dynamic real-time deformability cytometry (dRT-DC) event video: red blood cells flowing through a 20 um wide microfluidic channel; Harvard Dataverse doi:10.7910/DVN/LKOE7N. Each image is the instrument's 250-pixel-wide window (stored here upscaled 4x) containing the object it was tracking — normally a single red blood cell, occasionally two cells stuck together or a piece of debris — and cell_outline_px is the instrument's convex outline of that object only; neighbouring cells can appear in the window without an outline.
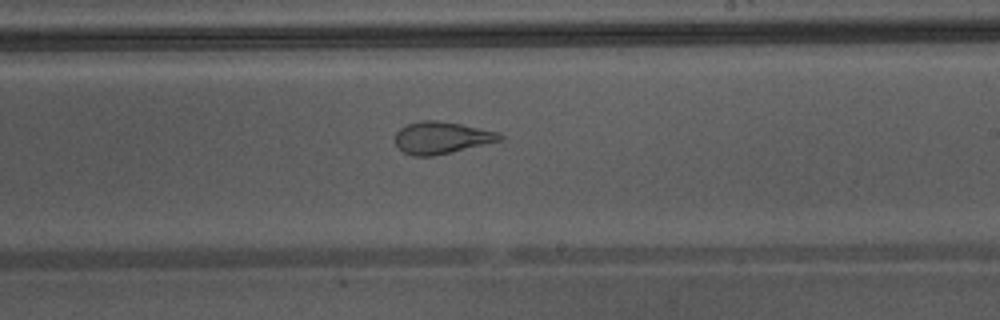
{"species": "Egyptian fruit bat (a non-hibernating species)", "species_latin": "Rousettus aegyptiacus", "temperature_condition": "warm", "stored_images_in_passage": 35, "camera_frame_rate_fps": 3000, "um_per_image_px": 0.085, "animal": {"sex": "male"}, "frame": {"image": 1, "passage_image": 16, "time_ms": 5.0, "image_size_px": [1000, 320], "cell_outline_px": [[504, 140], [452, 152], [432, 156], [412, 156], [404, 152], [396, 144], [396, 132], [400, 128], [408, 124], [420, 120], [436, 120], [460, 124], [500, 132], [504, 136]], "centroid_in_image_um": [37.57, 11.7], "position_along_channel_um": 251.4, "area_um2": 19.59}}